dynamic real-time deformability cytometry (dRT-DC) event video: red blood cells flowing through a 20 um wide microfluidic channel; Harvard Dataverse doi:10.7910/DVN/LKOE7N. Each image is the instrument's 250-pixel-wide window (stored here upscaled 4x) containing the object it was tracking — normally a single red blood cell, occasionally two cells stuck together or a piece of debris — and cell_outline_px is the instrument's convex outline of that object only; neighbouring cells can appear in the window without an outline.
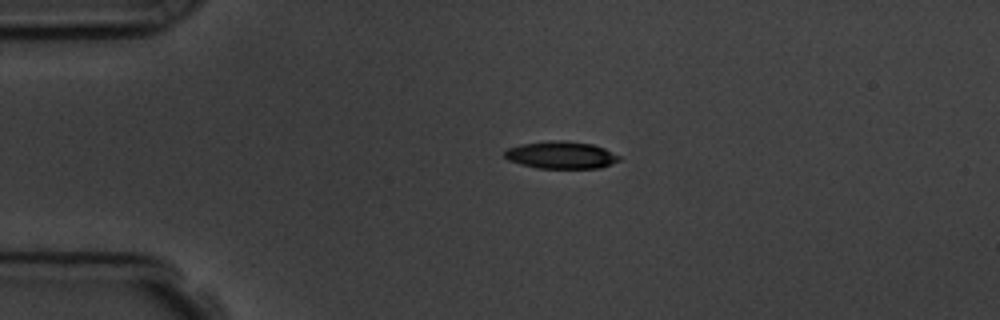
{"species": "common noctule bat (a hibernating species)", "species_latin": "Nyctalus noctula", "temperature_condition": "room temperature", "stored_images_in_passage": 2, "camera_frame_rate_fps": 3000, "um_per_image_px": 0.085, "animal": {"sex": "male", "body_mass_g": 19.5, "forearm_length_mm": 54.6}, "frame": {"image": 1, "passage_image": 1, "time_ms": 0.0, "image_size_px": [1000, 320], "cell_outline_px": [[620, 160], [612, 164], [600, 168], [536, 168], [520, 164], [508, 160], [504, 156], [504, 152], [508, 148], [520, 144], [552, 140], [564, 140], [592, 144], [604, 148], [620, 156]], "centroid_in_image_um": [47.68, 13.18], "position_along_channel_um": 37.3, "area_um2": 18.32}}